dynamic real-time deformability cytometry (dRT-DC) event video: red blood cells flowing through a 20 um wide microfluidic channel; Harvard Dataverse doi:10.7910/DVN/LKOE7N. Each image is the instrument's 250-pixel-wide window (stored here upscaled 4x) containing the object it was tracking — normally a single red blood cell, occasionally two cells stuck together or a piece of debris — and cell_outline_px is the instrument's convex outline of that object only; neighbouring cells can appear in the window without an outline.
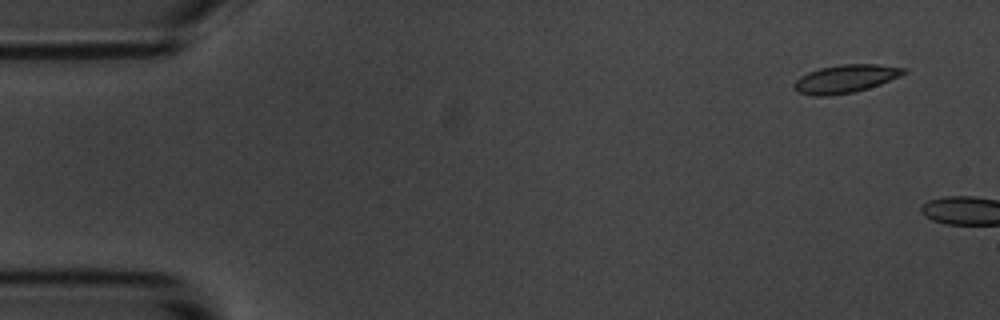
{"species": "common noctule bat (a hibernating species)", "species_latin": "Nyctalus noctula", "temperature_condition": "room temperature", "stored_images_in_passage": 4, "camera_frame_rate_fps": 3000, "um_per_image_px": 0.085, "animal": {"sex": "male", "body_mass_g": 20.1, "forearm_length_mm": 53.5}, "frame": {"image": 1, "passage_image": 1, "time_ms": 0.0, "image_size_px": [1000, 320], "cell_outline_px": [[908, 72], [900, 76], [880, 84], [868, 88], [852, 92], [828, 96], [816, 96], [800, 92], [792, 88], [792, 84], [800, 76], [808, 72], [820, 68], [840, 64], [876, 64], [908, 68]], "centroid_in_image_um": [71.87, 6.68], "position_along_channel_um": 13.1, "area_um2": 17.98}}